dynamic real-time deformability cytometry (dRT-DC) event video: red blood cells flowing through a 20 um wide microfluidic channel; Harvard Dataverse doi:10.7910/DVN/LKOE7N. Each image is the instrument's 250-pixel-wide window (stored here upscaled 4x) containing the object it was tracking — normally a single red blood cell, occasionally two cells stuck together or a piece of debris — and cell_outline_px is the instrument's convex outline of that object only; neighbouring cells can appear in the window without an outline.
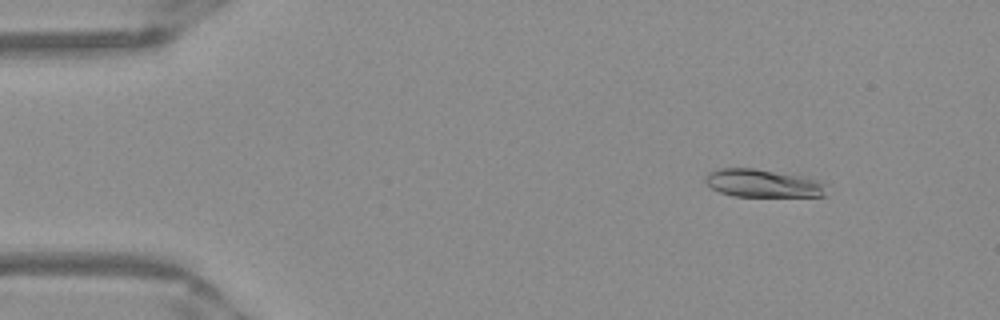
{"species": "Egyptian fruit bat (a non-hibernating species)", "species_latin": "Rousettus aegyptiacus", "temperature_condition": "warm", "stored_images_in_passage": 51, "camera_frame_rate_fps": 3000, "um_per_image_px": 0.085, "frame": {"image": 1, "passage_image": 6, "time_ms": 1.667, "image_size_px": [1000, 320], "cell_outline_px": [[824, 196], [732, 196], [720, 192], [712, 188], [704, 180], [704, 176], [708, 172], [720, 168], [752, 168], [820, 180], [824, 184]], "centroid_in_image_um": [64.77, 15.58], "position_along_channel_um": 20.2, "area_um2": 19.36}}
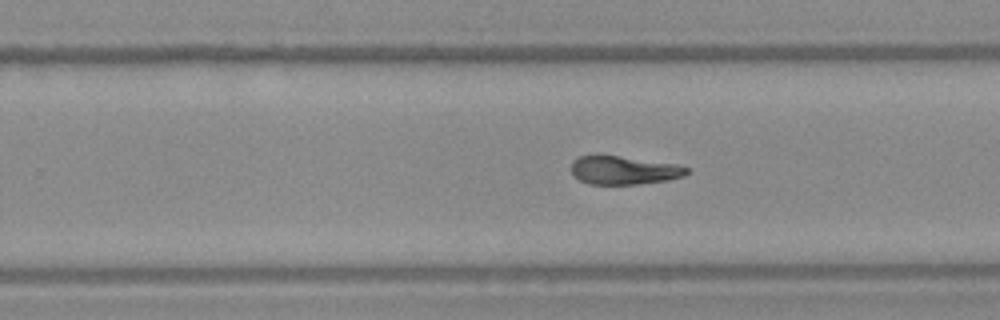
{"frame": {"image": 2, "passage_image": 32, "time_ms": 10.333, "image_size_px": [1000, 320], "cell_outline_px": [[692, 172], [684, 176], [668, 180], [636, 184], [588, 184], [572, 176], [572, 160], [576, 156], [596, 152], [680, 164], [688, 168]], "centroid_in_image_um": [53.0, 14.42], "position_along_channel_um": 276.8, "area_um2": 20.11}}
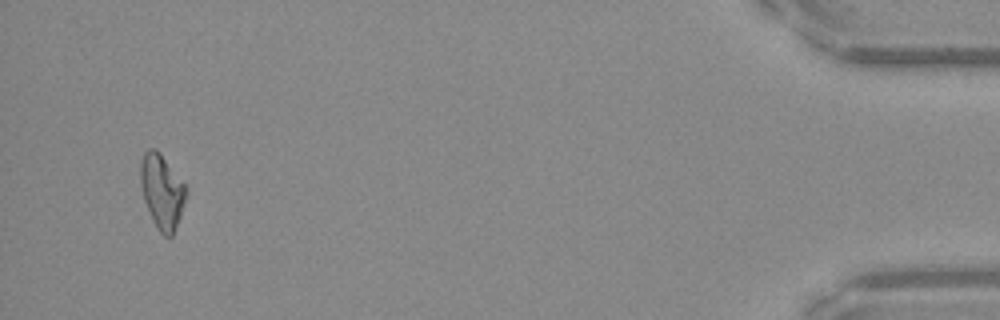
{"frame": {"image": 3, "passage_image": 49, "time_ms": 16.0, "image_size_px": [1000, 320], "cell_outline_px": [[188, 196], [172, 236], [164, 236], [160, 232], [144, 200], [140, 184], [140, 160], [144, 152], [148, 148], [156, 148], [160, 152], [184, 184]], "centroid_in_image_um": [13.76, 16.22], "position_along_channel_um": 421.4, "area_um2": 19.54}, "authors_computed_cell_mechanics": {"area_um2": 19.9988, "velocity_mm_per_s": 3.9592, "shape_relaxation_time_tau1_ms": 8.0065, "shape_relaxation_time_tau2_ms": 3.8419, "deformation_change_tau1": 0.2428, "deformation_change_tau2": 0.0993}}